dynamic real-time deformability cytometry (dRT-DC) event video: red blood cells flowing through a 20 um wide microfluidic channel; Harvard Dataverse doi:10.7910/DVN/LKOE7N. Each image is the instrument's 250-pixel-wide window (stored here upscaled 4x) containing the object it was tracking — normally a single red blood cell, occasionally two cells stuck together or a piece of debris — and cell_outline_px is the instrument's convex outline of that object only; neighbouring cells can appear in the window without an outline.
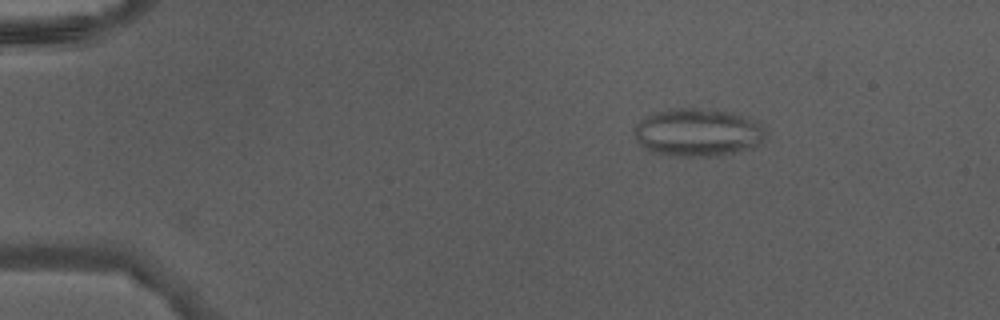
{"species": "Egyptian fruit bat (a non-hibernating species)", "species_latin": "Rousettus aegyptiacus", "temperature_condition": "warm", "stored_images_in_passage": 47, "camera_frame_rate_fps": 3000, "um_per_image_px": 0.085, "animal": {"sex": "male"}, "frame": {"image": 1, "passage_image": 8, "time_ms": 2.333, "image_size_px": [1000, 320], "cell_outline_px": [[764, 140], [756, 148], [716, 156], [672, 156], [652, 152], [644, 148], [636, 140], [632, 132], [636, 124], [640, 120], [652, 112], [672, 108], [700, 108], [728, 112], [752, 120], [760, 124], [764, 128]], "centroid_in_image_um": [59.26, 11.27], "position_along_channel_um": 25.7, "area_um2": 36.93}}
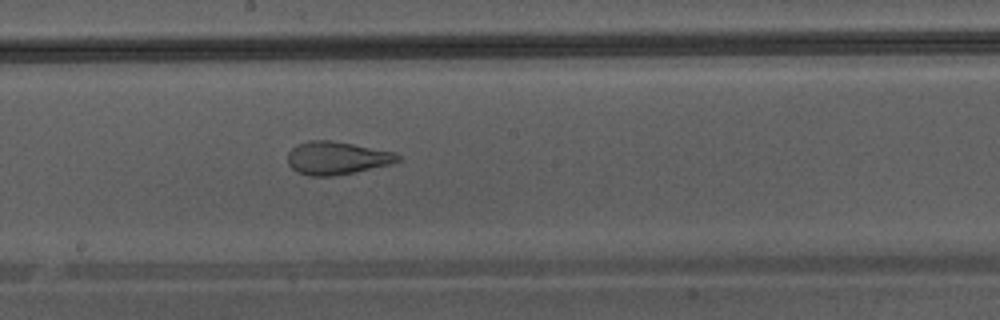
{"frame": {"image": 2, "passage_image": 27, "time_ms": 8.667, "image_size_px": [1000, 320], "cell_outline_px": [[404, 160], [392, 164], [356, 172], [336, 176], [308, 176], [296, 172], [288, 164], [288, 152], [296, 144], [308, 140], [332, 140], [396, 152]], "centroid_in_image_um": [28.65, 13.44], "position_along_channel_um": 219.5, "area_um2": 21.62}}